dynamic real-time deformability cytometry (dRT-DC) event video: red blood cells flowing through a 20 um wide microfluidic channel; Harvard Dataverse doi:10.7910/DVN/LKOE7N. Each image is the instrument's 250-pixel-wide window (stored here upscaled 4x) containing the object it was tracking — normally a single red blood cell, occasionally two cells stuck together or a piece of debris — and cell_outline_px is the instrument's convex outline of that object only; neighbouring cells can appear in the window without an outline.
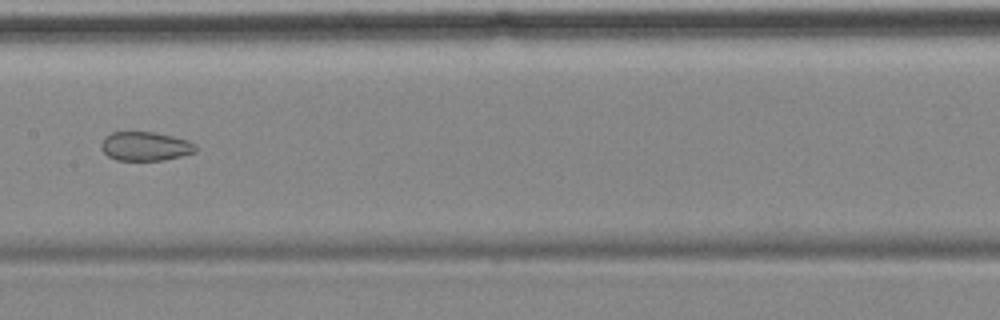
{"species": "common noctule bat (a hibernating species)", "species_latin": "Nyctalus noctula", "temperature_condition": "cold", "stored_images_in_passage": 9, "camera_frame_rate_fps": 3000, "um_per_image_px": 0.085, "animal": {"sex": "female", "body_mass_g": 18.4}, "frame": {"image": 1, "passage_image": 8, "time_ms": 8.333, "image_size_px": [1000, 320], "cell_outline_px": [[196, 152], [164, 160], [116, 160], [108, 156], [100, 148], [100, 144], [104, 136], [112, 132], [152, 132], [172, 136], [188, 140], [196, 148]], "centroid_in_image_um": [12.3, 12.43], "position_along_channel_um": 195.1, "area_um2": 15.9}}
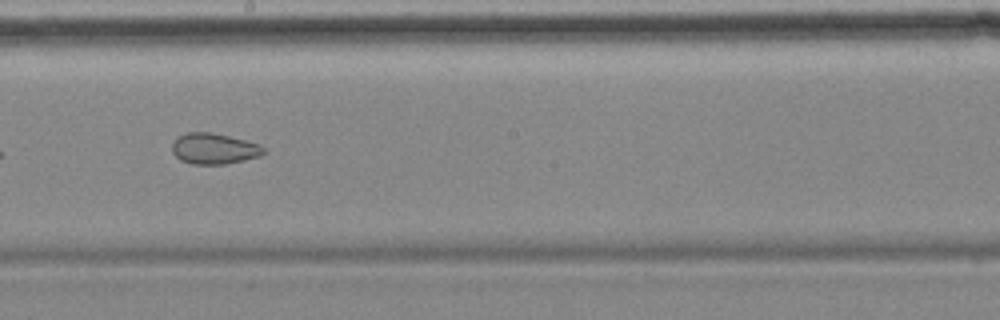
{"frame": {"image": 2, "passage_image": 9, "time_ms": 9.333, "image_size_px": [1000, 320], "cell_outline_px": [[264, 152], [260, 156], [244, 160], [224, 164], [192, 164], [180, 160], [172, 152], [172, 144], [180, 136], [188, 132], [212, 132], [260, 144], [264, 148]], "centroid_in_image_um": [18.19, 12.64], "position_along_channel_um": 230.0, "area_um2": 16.3}}